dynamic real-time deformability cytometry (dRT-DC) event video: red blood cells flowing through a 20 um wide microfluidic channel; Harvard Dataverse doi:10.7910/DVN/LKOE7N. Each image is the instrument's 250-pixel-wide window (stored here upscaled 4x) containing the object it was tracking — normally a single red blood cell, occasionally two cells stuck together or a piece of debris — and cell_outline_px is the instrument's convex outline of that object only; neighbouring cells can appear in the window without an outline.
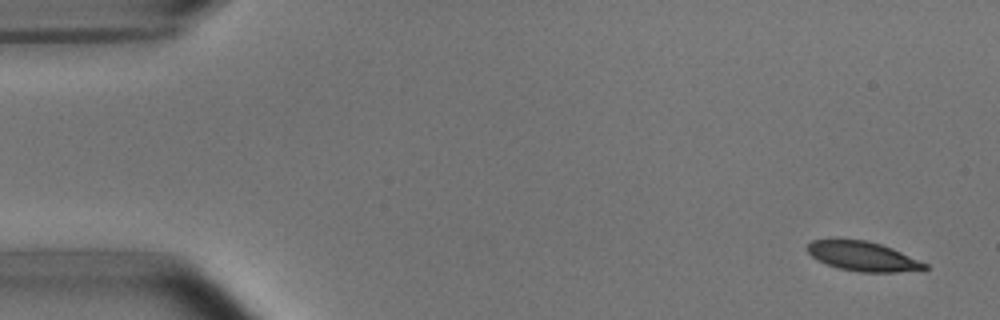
{"species": "common noctule bat (a hibernating species)", "species_latin": "Nyctalus noctula", "temperature_condition": "room temperature", "stored_images_in_passage": 10, "segment_of_instrument_passage": [1, 2], "camera_frame_rate_fps": 3000, "um_per_image_px": 0.085, "animal": {"sex": "male", "body_mass_g": 15.6}, "frame": {"image": 1, "passage_image": 1, "time_ms": 0.0, "image_size_px": [1000, 320], "cell_outline_px": [[928, 268], [896, 272], [856, 272], [836, 268], [816, 260], [808, 252], [808, 244], [812, 240], [868, 240], [892, 248], [928, 264]], "centroid_in_image_um": [73.32, 21.8], "position_along_channel_um": 11.7, "area_um2": 20.0}}
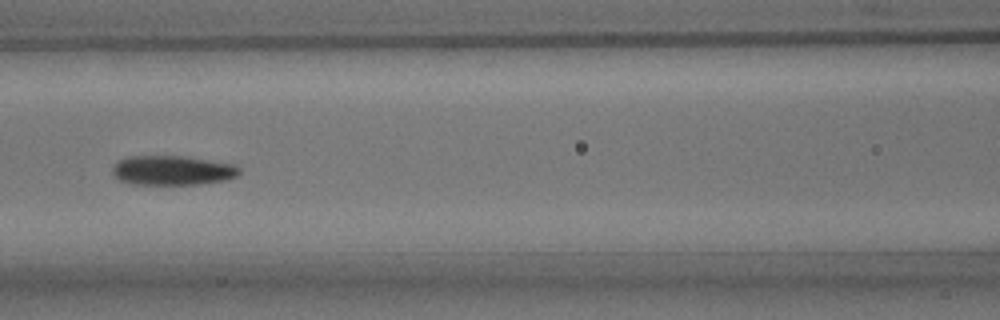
{"frame": {"image": 2, "passage_image": 7, "time_ms": 7.0, "image_size_px": [1000, 320], "cell_outline_px": [[240, 172], [236, 176], [228, 180], [200, 184], [128, 184], [120, 180], [112, 172], [112, 168], [120, 160], [128, 156], [184, 156], [236, 164], [240, 168]], "centroid_in_image_um": [14.69, 14.48], "position_along_channel_um": 151.9, "area_um2": 21.91}}
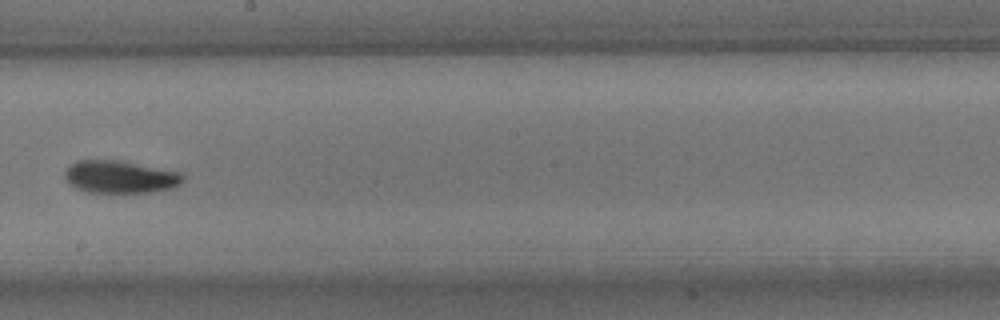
{"frame": {"image": 3, "passage_image": 9, "time_ms": 9.333, "image_size_px": [1000, 320], "cell_outline_px": [[184, 180], [176, 188], [152, 192], [84, 192], [68, 184], [64, 176], [64, 172], [76, 160], [120, 160], [180, 172], [184, 176]], "centroid_in_image_um": [10.22, 15.04], "position_along_channel_um": 238.0, "area_um2": 22.6}}